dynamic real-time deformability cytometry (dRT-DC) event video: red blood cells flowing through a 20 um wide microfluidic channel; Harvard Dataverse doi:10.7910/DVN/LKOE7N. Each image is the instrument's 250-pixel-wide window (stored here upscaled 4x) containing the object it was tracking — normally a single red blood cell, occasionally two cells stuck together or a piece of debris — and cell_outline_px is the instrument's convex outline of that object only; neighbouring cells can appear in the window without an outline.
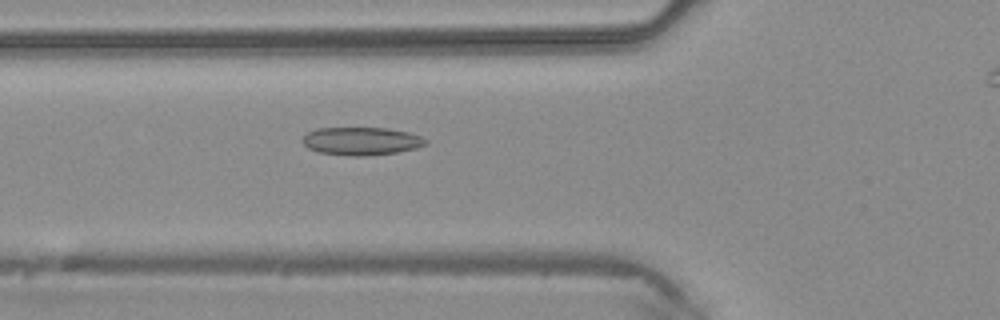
{"species": "common noctule bat (a hibernating species)", "species_latin": "Nyctalus noctula", "temperature_condition": "warm", "stored_images_in_passage": 5, "camera_frame_rate_fps": 3000, "um_per_image_px": 0.085, "animal": {"sex": "male", "body_mass_g": 20.4}, "frame": {"image": 1, "passage_image": 4, "time_ms": 1.0, "image_size_px": [1000, 320], "cell_outline_px": [[428, 144], [416, 148], [396, 152], [364, 156], [352, 156], [320, 152], [308, 148], [300, 140], [308, 132], [316, 128], [384, 128], [408, 132], [420, 136], [428, 140]], "centroid_in_image_um": [30.71, 11.99], "position_along_channel_um": 95.1, "area_um2": 20.0}}